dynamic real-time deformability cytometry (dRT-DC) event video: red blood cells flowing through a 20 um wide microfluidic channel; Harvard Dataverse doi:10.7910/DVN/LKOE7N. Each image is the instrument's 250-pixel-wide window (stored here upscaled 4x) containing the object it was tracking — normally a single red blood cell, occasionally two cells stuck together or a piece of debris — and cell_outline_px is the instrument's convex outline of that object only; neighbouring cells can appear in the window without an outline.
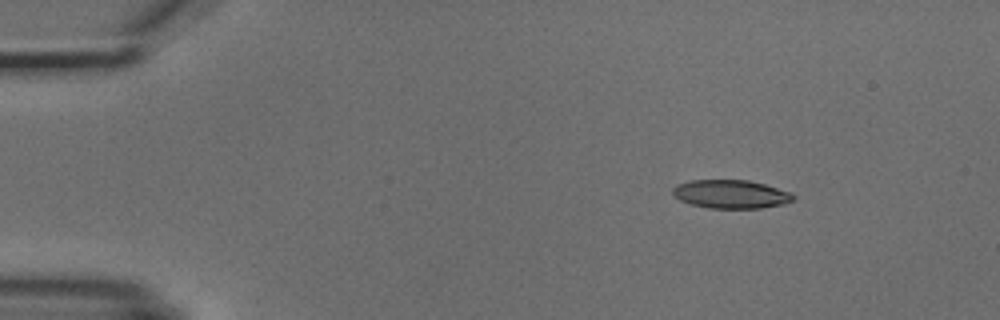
{"species": "common noctule bat (a hibernating species)", "species_latin": "Nyctalus noctula", "temperature_condition": "cold", "stored_images_in_passage": 4, "camera_frame_rate_fps": 3000, "um_per_image_px": 0.085, "animal": {"sex": "male", "body_mass_g": 18.8}, "frame": {"image": 1, "passage_image": 1, "time_ms": 0.0, "image_size_px": [1000, 320], "cell_outline_px": [[796, 196], [792, 200], [780, 204], [760, 208], [708, 208], [692, 204], [680, 200], [672, 192], [672, 188], [676, 184], [688, 180], [748, 180], [764, 184], [792, 192]], "centroid_in_image_um": [62.1, 16.49], "position_along_channel_um": 22.9, "area_um2": 19.94}}
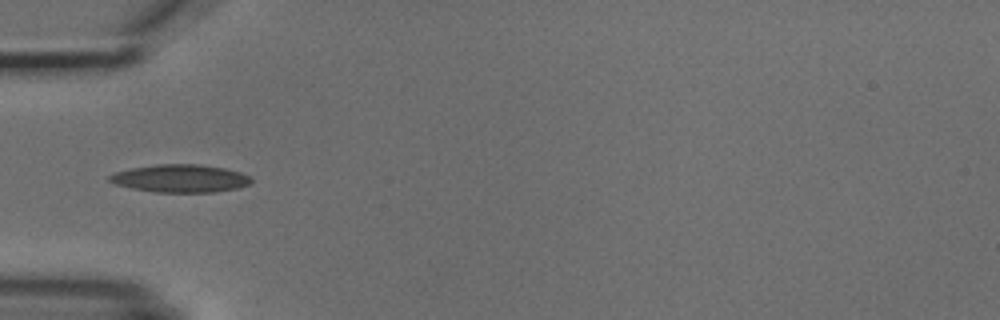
{"frame": {"image": 2, "passage_image": 4, "time_ms": 3.333, "image_size_px": [1000, 320], "cell_outline_px": [[252, 180], [248, 184], [240, 188], [216, 192], [156, 192], [132, 188], [116, 184], [108, 180], [108, 176], [116, 172], [132, 168], [156, 164], [200, 164], [224, 168], [240, 172], [248, 176]], "centroid_in_image_um": [15.34, 15.16], "position_along_channel_um": 69.7, "area_um2": 22.89}}